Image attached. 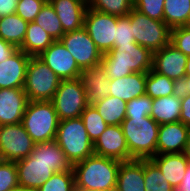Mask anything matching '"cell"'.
Returning <instances> with one entry per match:
<instances>
[{
    "label": "cell",
    "mask_w": 190,
    "mask_h": 191,
    "mask_svg": "<svg viewBox=\"0 0 190 191\" xmlns=\"http://www.w3.org/2000/svg\"><path fill=\"white\" fill-rule=\"evenodd\" d=\"M81 118L84 122L89 139L94 143L101 133L107 128L108 124L99 115L93 105H88L82 112Z\"/></svg>",
    "instance_id": "obj_34"
},
{
    "label": "cell",
    "mask_w": 190,
    "mask_h": 191,
    "mask_svg": "<svg viewBox=\"0 0 190 191\" xmlns=\"http://www.w3.org/2000/svg\"><path fill=\"white\" fill-rule=\"evenodd\" d=\"M190 127L181 121L161 124L158 130L156 155L183 153Z\"/></svg>",
    "instance_id": "obj_16"
},
{
    "label": "cell",
    "mask_w": 190,
    "mask_h": 191,
    "mask_svg": "<svg viewBox=\"0 0 190 191\" xmlns=\"http://www.w3.org/2000/svg\"><path fill=\"white\" fill-rule=\"evenodd\" d=\"M61 22L64 33L84 27L87 0H50Z\"/></svg>",
    "instance_id": "obj_18"
},
{
    "label": "cell",
    "mask_w": 190,
    "mask_h": 191,
    "mask_svg": "<svg viewBox=\"0 0 190 191\" xmlns=\"http://www.w3.org/2000/svg\"><path fill=\"white\" fill-rule=\"evenodd\" d=\"M93 106L108 125H120L126 118V102L122 99L108 95Z\"/></svg>",
    "instance_id": "obj_28"
},
{
    "label": "cell",
    "mask_w": 190,
    "mask_h": 191,
    "mask_svg": "<svg viewBox=\"0 0 190 191\" xmlns=\"http://www.w3.org/2000/svg\"><path fill=\"white\" fill-rule=\"evenodd\" d=\"M165 0H133V8L151 19L164 21Z\"/></svg>",
    "instance_id": "obj_36"
},
{
    "label": "cell",
    "mask_w": 190,
    "mask_h": 191,
    "mask_svg": "<svg viewBox=\"0 0 190 191\" xmlns=\"http://www.w3.org/2000/svg\"><path fill=\"white\" fill-rule=\"evenodd\" d=\"M186 76H190V55H189L188 58H187Z\"/></svg>",
    "instance_id": "obj_49"
},
{
    "label": "cell",
    "mask_w": 190,
    "mask_h": 191,
    "mask_svg": "<svg viewBox=\"0 0 190 191\" xmlns=\"http://www.w3.org/2000/svg\"><path fill=\"white\" fill-rule=\"evenodd\" d=\"M144 183L145 191H173L171 184L151 159H144Z\"/></svg>",
    "instance_id": "obj_32"
},
{
    "label": "cell",
    "mask_w": 190,
    "mask_h": 191,
    "mask_svg": "<svg viewBox=\"0 0 190 191\" xmlns=\"http://www.w3.org/2000/svg\"><path fill=\"white\" fill-rule=\"evenodd\" d=\"M30 156L35 158V161L47 163L55 173L73 172V164L66 158L65 153L55 139L43 143H35Z\"/></svg>",
    "instance_id": "obj_21"
},
{
    "label": "cell",
    "mask_w": 190,
    "mask_h": 191,
    "mask_svg": "<svg viewBox=\"0 0 190 191\" xmlns=\"http://www.w3.org/2000/svg\"><path fill=\"white\" fill-rule=\"evenodd\" d=\"M15 163L18 185L25 188L37 190L55 173L47 163L35 161L30 155Z\"/></svg>",
    "instance_id": "obj_17"
},
{
    "label": "cell",
    "mask_w": 190,
    "mask_h": 191,
    "mask_svg": "<svg viewBox=\"0 0 190 191\" xmlns=\"http://www.w3.org/2000/svg\"><path fill=\"white\" fill-rule=\"evenodd\" d=\"M84 28L102 54L113 49L117 16L87 8Z\"/></svg>",
    "instance_id": "obj_11"
},
{
    "label": "cell",
    "mask_w": 190,
    "mask_h": 191,
    "mask_svg": "<svg viewBox=\"0 0 190 191\" xmlns=\"http://www.w3.org/2000/svg\"><path fill=\"white\" fill-rule=\"evenodd\" d=\"M180 92L190 94V76H186L180 83Z\"/></svg>",
    "instance_id": "obj_46"
},
{
    "label": "cell",
    "mask_w": 190,
    "mask_h": 191,
    "mask_svg": "<svg viewBox=\"0 0 190 191\" xmlns=\"http://www.w3.org/2000/svg\"><path fill=\"white\" fill-rule=\"evenodd\" d=\"M173 191H190V162L188 163L182 182L179 186L174 187Z\"/></svg>",
    "instance_id": "obj_45"
},
{
    "label": "cell",
    "mask_w": 190,
    "mask_h": 191,
    "mask_svg": "<svg viewBox=\"0 0 190 191\" xmlns=\"http://www.w3.org/2000/svg\"><path fill=\"white\" fill-rule=\"evenodd\" d=\"M186 27L190 28V16H189V19H188V21L186 23Z\"/></svg>",
    "instance_id": "obj_50"
},
{
    "label": "cell",
    "mask_w": 190,
    "mask_h": 191,
    "mask_svg": "<svg viewBox=\"0 0 190 191\" xmlns=\"http://www.w3.org/2000/svg\"><path fill=\"white\" fill-rule=\"evenodd\" d=\"M127 16L138 45L154 53L170 43L171 28L164 21L151 19L135 8Z\"/></svg>",
    "instance_id": "obj_6"
},
{
    "label": "cell",
    "mask_w": 190,
    "mask_h": 191,
    "mask_svg": "<svg viewBox=\"0 0 190 191\" xmlns=\"http://www.w3.org/2000/svg\"><path fill=\"white\" fill-rule=\"evenodd\" d=\"M188 56L171 43L153 53L152 70L180 84L186 77Z\"/></svg>",
    "instance_id": "obj_13"
},
{
    "label": "cell",
    "mask_w": 190,
    "mask_h": 191,
    "mask_svg": "<svg viewBox=\"0 0 190 191\" xmlns=\"http://www.w3.org/2000/svg\"><path fill=\"white\" fill-rule=\"evenodd\" d=\"M17 50L18 48L15 45L0 38V63L6 61Z\"/></svg>",
    "instance_id": "obj_43"
},
{
    "label": "cell",
    "mask_w": 190,
    "mask_h": 191,
    "mask_svg": "<svg viewBox=\"0 0 190 191\" xmlns=\"http://www.w3.org/2000/svg\"><path fill=\"white\" fill-rule=\"evenodd\" d=\"M88 8L115 16H126L133 9V0H87Z\"/></svg>",
    "instance_id": "obj_33"
},
{
    "label": "cell",
    "mask_w": 190,
    "mask_h": 191,
    "mask_svg": "<svg viewBox=\"0 0 190 191\" xmlns=\"http://www.w3.org/2000/svg\"><path fill=\"white\" fill-rule=\"evenodd\" d=\"M131 28L130 18L126 16H117V28L115 33L114 46L136 45Z\"/></svg>",
    "instance_id": "obj_39"
},
{
    "label": "cell",
    "mask_w": 190,
    "mask_h": 191,
    "mask_svg": "<svg viewBox=\"0 0 190 191\" xmlns=\"http://www.w3.org/2000/svg\"><path fill=\"white\" fill-rule=\"evenodd\" d=\"M179 91L180 84L176 81L156 73L152 69L147 72L145 94L151 99L170 96L177 94Z\"/></svg>",
    "instance_id": "obj_29"
},
{
    "label": "cell",
    "mask_w": 190,
    "mask_h": 191,
    "mask_svg": "<svg viewBox=\"0 0 190 191\" xmlns=\"http://www.w3.org/2000/svg\"><path fill=\"white\" fill-rule=\"evenodd\" d=\"M55 140L73 165L94 154L81 117L59 121Z\"/></svg>",
    "instance_id": "obj_4"
},
{
    "label": "cell",
    "mask_w": 190,
    "mask_h": 191,
    "mask_svg": "<svg viewBox=\"0 0 190 191\" xmlns=\"http://www.w3.org/2000/svg\"><path fill=\"white\" fill-rule=\"evenodd\" d=\"M79 78L86 90L87 105H94L100 99L108 96L111 79L101 64L87 70H82Z\"/></svg>",
    "instance_id": "obj_20"
},
{
    "label": "cell",
    "mask_w": 190,
    "mask_h": 191,
    "mask_svg": "<svg viewBox=\"0 0 190 191\" xmlns=\"http://www.w3.org/2000/svg\"><path fill=\"white\" fill-rule=\"evenodd\" d=\"M34 23L46 31L55 41L65 34L61 22L50 2H46L36 16Z\"/></svg>",
    "instance_id": "obj_31"
},
{
    "label": "cell",
    "mask_w": 190,
    "mask_h": 191,
    "mask_svg": "<svg viewBox=\"0 0 190 191\" xmlns=\"http://www.w3.org/2000/svg\"><path fill=\"white\" fill-rule=\"evenodd\" d=\"M120 126L129 149V160L151 159L156 155L160 125L150 116L126 117Z\"/></svg>",
    "instance_id": "obj_3"
},
{
    "label": "cell",
    "mask_w": 190,
    "mask_h": 191,
    "mask_svg": "<svg viewBox=\"0 0 190 191\" xmlns=\"http://www.w3.org/2000/svg\"><path fill=\"white\" fill-rule=\"evenodd\" d=\"M152 101L148 95H143L126 102V117H147L152 111Z\"/></svg>",
    "instance_id": "obj_38"
},
{
    "label": "cell",
    "mask_w": 190,
    "mask_h": 191,
    "mask_svg": "<svg viewBox=\"0 0 190 191\" xmlns=\"http://www.w3.org/2000/svg\"><path fill=\"white\" fill-rule=\"evenodd\" d=\"M190 16V0H165L164 22L171 28L184 27Z\"/></svg>",
    "instance_id": "obj_30"
},
{
    "label": "cell",
    "mask_w": 190,
    "mask_h": 191,
    "mask_svg": "<svg viewBox=\"0 0 190 191\" xmlns=\"http://www.w3.org/2000/svg\"><path fill=\"white\" fill-rule=\"evenodd\" d=\"M38 58L45 63L60 80L80 77L81 69L74 57L68 52L60 40L54 41Z\"/></svg>",
    "instance_id": "obj_12"
},
{
    "label": "cell",
    "mask_w": 190,
    "mask_h": 191,
    "mask_svg": "<svg viewBox=\"0 0 190 191\" xmlns=\"http://www.w3.org/2000/svg\"><path fill=\"white\" fill-rule=\"evenodd\" d=\"M183 154L188 159V161L190 162V133H189V136H188V140H187V142L185 144Z\"/></svg>",
    "instance_id": "obj_47"
},
{
    "label": "cell",
    "mask_w": 190,
    "mask_h": 191,
    "mask_svg": "<svg viewBox=\"0 0 190 191\" xmlns=\"http://www.w3.org/2000/svg\"><path fill=\"white\" fill-rule=\"evenodd\" d=\"M35 143L56 138L59 119L52 101H29L21 121Z\"/></svg>",
    "instance_id": "obj_5"
},
{
    "label": "cell",
    "mask_w": 190,
    "mask_h": 191,
    "mask_svg": "<svg viewBox=\"0 0 190 191\" xmlns=\"http://www.w3.org/2000/svg\"><path fill=\"white\" fill-rule=\"evenodd\" d=\"M29 100L20 88L0 89V126L21 123Z\"/></svg>",
    "instance_id": "obj_15"
},
{
    "label": "cell",
    "mask_w": 190,
    "mask_h": 191,
    "mask_svg": "<svg viewBox=\"0 0 190 191\" xmlns=\"http://www.w3.org/2000/svg\"><path fill=\"white\" fill-rule=\"evenodd\" d=\"M170 43L183 54L190 55V28L176 27L171 29Z\"/></svg>",
    "instance_id": "obj_41"
},
{
    "label": "cell",
    "mask_w": 190,
    "mask_h": 191,
    "mask_svg": "<svg viewBox=\"0 0 190 191\" xmlns=\"http://www.w3.org/2000/svg\"><path fill=\"white\" fill-rule=\"evenodd\" d=\"M147 73H132L128 76L110 80L108 95L125 102L145 95Z\"/></svg>",
    "instance_id": "obj_23"
},
{
    "label": "cell",
    "mask_w": 190,
    "mask_h": 191,
    "mask_svg": "<svg viewBox=\"0 0 190 191\" xmlns=\"http://www.w3.org/2000/svg\"><path fill=\"white\" fill-rule=\"evenodd\" d=\"M60 81L38 57H31L26 69L23 90L29 101H52Z\"/></svg>",
    "instance_id": "obj_7"
},
{
    "label": "cell",
    "mask_w": 190,
    "mask_h": 191,
    "mask_svg": "<svg viewBox=\"0 0 190 191\" xmlns=\"http://www.w3.org/2000/svg\"><path fill=\"white\" fill-rule=\"evenodd\" d=\"M121 162L93 154L74 164L75 187L87 191H115Z\"/></svg>",
    "instance_id": "obj_1"
},
{
    "label": "cell",
    "mask_w": 190,
    "mask_h": 191,
    "mask_svg": "<svg viewBox=\"0 0 190 191\" xmlns=\"http://www.w3.org/2000/svg\"><path fill=\"white\" fill-rule=\"evenodd\" d=\"M35 147L22 123L0 126V160L16 162L28 157Z\"/></svg>",
    "instance_id": "obj_9"
},
{
    "label": "cell",
    "mask_w": 190,
    "mask_h": 191,
    "mask_svg": "<svg viewBox=\"0 0 190 191\" xmlns=\"http://www.w3.org/2000/svg\"><path fill=\"white\" fill-rule=\"evenodd\" d=\"M94 154L129 161V149L120 125H108L93 143Z\"/></svg>",
    "instance_id": "obj_14"
},
{
    "label": "cell",
    "mask_w": 190,
    "mask_h": 191,
    "mask_svg": "<svg viewBox=\"0 0 190 191\" xmlns=\"http://www.w3.org/2000/svg\"><path fill=\"white\" fill-rule=\"evenodd\" d=\"M28 22L16 13L0 17V38L19 48L25 38Z\"/></svg>",
    "instance_id": "obj_27"
},
{
    "label": "cell",
    "mask_w": 190,
    "mask_h": 191,
    "mask_svg": "<svg viewBox=\"0 0 190 191\" xmlns=\"http://www.w3.org/2000/svg\"><path fill=\"white\" fill-rule=\"evenodd\" d=\"M151 160L158 166L173 188L179 186L189 163L183 153L155 155Z\"/></svg>",
    "instance_id": "obj_24"
},
{
    "label": "cell",
    "mask_w": 190,
    "mask_h": 191,
    "mask_svg": "<svg viewBox=\"0 0 190 191\" xmlns=\"http://www.w3.org/2000/svg\"><path fill=\"white\" fill-rule=\"evenodd\" d=\"M60 41L74 57L81 70H87L101 64L103 54L96 47L84 27L65 33Z\"/></svg>",
    "instance_id": "obj_10"
},
{
    "label": "cell",
    "mask_w": 190,
    "mask_h": 191,
    "mask_svg": "<svg viewBox=\"0 0 190 191\" xmlns=\"http://www.w3.org/2000/svg\"><path fill=\"white\" fill-rule=\"evenodd\" d=\"M74 191H87V190H83V189H80V188H74Z\"/></svg>",
    "instance_id": "obj_51"
},
{
    "label": "cell",
    "mask_w": 190,
    "mask_h": 191,
    "mask_svg": "<svg viewBox=\"0 0 190 191\" xmlns=\"http://www.w3.org/2000/svg\"><path fill=\"white\" fill-rule=\"evenodd\" d=\"M153 53L141 45L114 46L103 54L101 65L111 80L152 69Z\"/></svg>",
    "instance_id": "obj_2"
},
{
    "label": "cell",
    "mask_w": 190,
    "mask_h": 191,
    "mask_svg": "<svg viewBox=\"0 0 190 191\" xmlns=\"http://www.w3.org/2000/svg\"><path fill=\"white\" fill-rule=\"evenodd\" d=\"M18 0H0V17L16 13Z\"/></svg>",
    "instance_id": "obj_44"
},
{
    "label": "cell",
    "mask_w": 190,
    "mask_h": 191,
    "mask_svg": "<svg viewBox=\"0 0 190 191\" xmlns=\"http://www.w3.org/2000/svg\"><path fill=\"white\" fill-rule=\"evenodd\" d=\"M47 0H18L16 14L24 21L34 22Z\"/></svg>",
    "instance_id": "obj_40"
},
{
    "label": "cell",
    "mask_w": 190,
    "mask_h": 191,
    "mask_svg": "<svg viewBox=\"0 0 190 191\" xmlns=\"http://www.w3.org/2000/svg\"><path fill=\"white\" fill-rule=\"evenodd\" d=\"M180 121L190 127V94L181 93Z\"/></svg>",
    "instance_id": "obj_42"
},
{
    "label": "cell",
    "mask_w": 190,
    "mask_h": 191,
    "mask_svg": "<svg viewBox=\"0 0 190 191\" xmlns=\"http://www.w3.org/2000/svg\"><path fill=\"white\" fill-rule=\"evenodd\" d=\"M9 191H36V190H33V189H29V188H25V187H22V186H17L15 188H12L11 190Z\"/></svg>",
    "instance_id": "obj_48"
},
{
    "label": "cell",
    "mask_w": 190,
    "mask_h": 191,
    "mask_svg": "<svg viewBox=\"0 0 190 191\" xmlns=\"http://www.w3.org/2000/svg\"><path fill=\"white\" fill-rule=\"evenodd\" d=\"M30 58L31 56L18 49L6 61L0 63V89H23L26 69Z\"/></svg>",
    "instance_id": "obj_19"
},
{
    "label": "cell",
    "mask_w": 190,
    "mask_h": 191,
    "mask_svg": "<svg viewBox=\"0 0 190 191\" xmlns=\"http://www.w3.org/2000/svg\"><path fill=\"white\" fill-rule=\"evenodd\" d=\"M18 186L15 162L0 160V191H9Z\"/></svg>",
    "instance_id": "obj_37"
},
{
    "label": "cell",
    "mask_w": 190,
    "mask_h": 191,
    "mask_svg": "<svg viewBox=\"0 0 190 191\" xmlns=\"http://www.w3.org/2000/svg\"><path fill=\"white\" fill-rule=\"evenodd\" d=\"M55 40L34 22H29L22 45L18 48L31 57H38Z\"/></svg>",
    "instance_id": "obj_26"
},
{
    "label": "cell",
    "mask_w": 190,
    "mask_h": 191,
    "mask_svg": "<svg viewBox=\"0 0 190 191\" xmlns=\"http://www.w3.org/2000/svg\"><path fill=\"white\" fill-rule=\"evenodd\" d=\"M115 191H145L144 159L120 163Z\"/></svg>",
    "instance_id": "obj_22"
},
{
    "label": "cell",
    "mask_w": 190,
    "mask_h": 191,
    "mask_svg": "<svg viewBox=\"0 0 190 191\" xmlns=\"http://www.w3.org/2000/svg\"><path fill=\"white\" fill-rule=\"evenodd\" d=\"M52 102L59 121L81 117L88 106L81 79L61 80Z\"/></svg>",
    "instance_id": "obj_8"
},
{
    "label": "cell",
    "mask_w": 190,
    "mask_h": 191,
    "mask_svg": "<svg viewBox=\"0 0 190 191\" xmlns=\"http://www.w3.org/2000/svg\"><path fill=\"white\" fill-rule=\"evenodd\" d=\"M74 188V172H57L36 191H74Z\"/></svg>",
    "instance_id": "obj_35"
},
{
    "label": "cell",
    "mask_w": 190,
    "mask_h": 191,
    "mask_svg": "<svg viewBox=\"0 0 190 191\" xmlns=\"http://www.w3.org/2000/svg\"><path fill=\"white\" fill-rule=\"evenodd\" d=\"M181 107L180 91L170 96L155 98L152 101L150 117L159 125L178 122Z\"/></svg>",
    "instance_id": "obj_25"
}]
</instances>
